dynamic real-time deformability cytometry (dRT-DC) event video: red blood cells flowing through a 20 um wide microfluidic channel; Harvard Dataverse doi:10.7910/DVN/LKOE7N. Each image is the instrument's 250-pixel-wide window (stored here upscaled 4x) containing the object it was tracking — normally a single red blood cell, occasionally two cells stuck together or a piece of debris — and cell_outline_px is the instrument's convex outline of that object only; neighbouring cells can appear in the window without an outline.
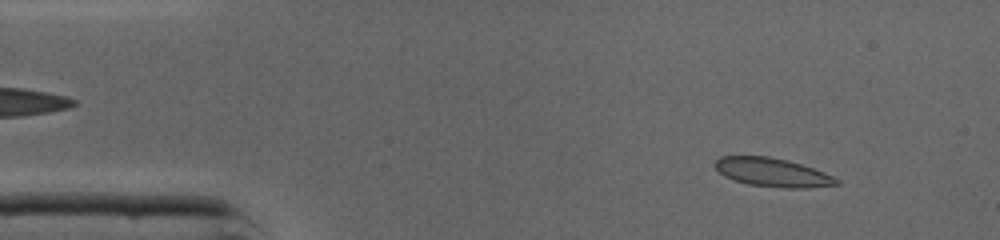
{"species": "common noctule bat (a hibernating species)", "species_latin": "Nyctalus noctula", "temperature_condition": "cold", "stored_images_in_passage": 44, "camera_frame_rate_fps": 3000, "um_per_image_px": 0.085, "animal": {"sex": "male", "body_mass_g": 19.0, "forearm_length_mm": 50.8}, "frame": {"image": 1, "passage_image": 4, "time_ms": 1.0, "image_size_px": [1000, 240], "cell_outline_px": [[840, 184], [808, 188], [784, 188], [748, 184], [732, 180], [724, 176], [712, 164], [720, 156], [768, 156], [788, 160], [824, 172], [840, 180]], "centroid_in_image_um": [65.64, 14.65], "position_along_channel_um": 19.4, "area_um2": 20.35}}
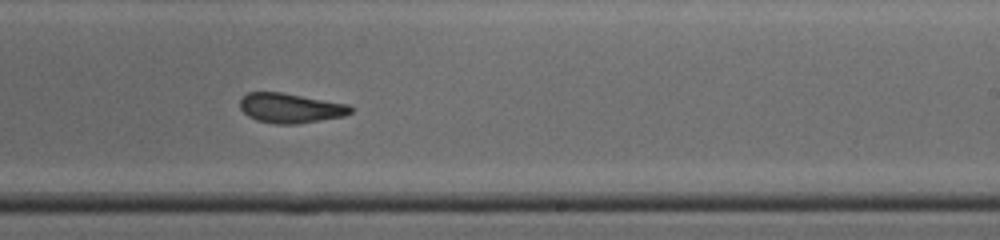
{"frame": {"image": 2, "passage_image": 26, "time_ms": 8.333, "image_size_px": [1000, 240], "cell_outline_px": [[356, 108], [352, 112], [344, 116], [296, 124], [276, 124], [256, 120], [248, 116], [240, 108], [240, 100], [248, 92], [280, 92], [348, 104]], "centroid_in_image_um": [24.7, 9.19], "position_along_channel_um": 264.3, "area_um2": 19.13}}
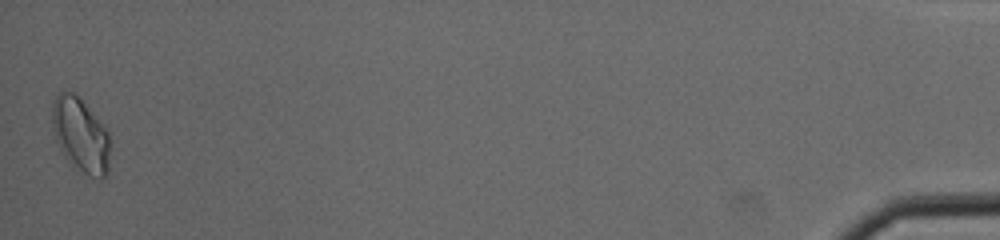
{"frame": {"image": 3, "passage_image": 44, "time_ms": 14.333, "image_size_px": [1000, 240], "cell_outline_px": [[112, 144], [108, 172], [104, 180], [100, 180], [88, 176], [68, 164], [56, 140], [52, 124], [52, 100], [60, 92], [72, 92], [84, 104], [108, 132]], "centroid_in_image_um": [6.88, 11.58], "position_along_channel_um": 428.3, "area_um2": 25.37}, "authors_computed_cell_mechanics": {"area_um2": 19.9699, "velocity_mm_per_s": 4.3588, "shape_relaxation_time_tau1_ms": 7.3508, "shape_relaxation_time_tau2_ms": 0.6885, "deformation_change_tau1": 0.1992, "deformation_change_tau2": 0.0748}}